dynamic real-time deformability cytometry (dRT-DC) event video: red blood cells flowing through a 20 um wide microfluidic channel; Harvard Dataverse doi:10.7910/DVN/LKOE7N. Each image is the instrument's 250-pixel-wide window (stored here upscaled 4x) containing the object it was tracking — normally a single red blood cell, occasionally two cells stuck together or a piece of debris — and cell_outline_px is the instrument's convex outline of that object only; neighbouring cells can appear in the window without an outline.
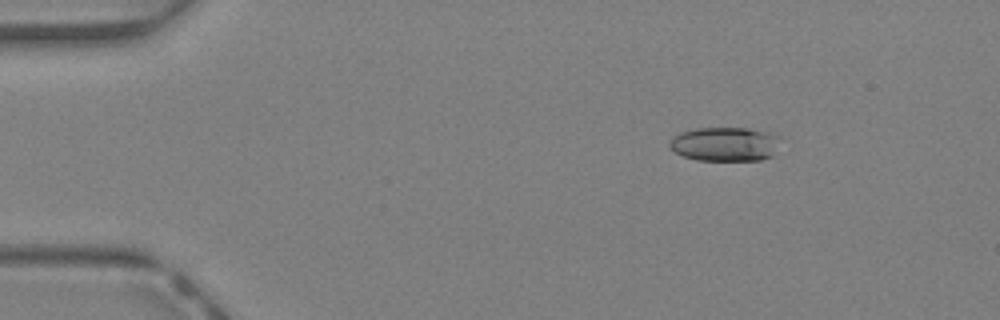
{"species": "Egyptian fruit bat (a non-hibernating species)", "species_latin": "Rousettus aegyptiacus", "temperature_condition": "warm", "stored_images_in_passage": 43, "camera_frame_rate_fps": 3000, "um_per_image_px": 0.085, "animal": {"sex": "female"}, "frame": {"image": 1, "passage_image": 6, "time_ms": 1.667, "image_size_px": [1000, 320], "cell_outline_px": [[784, 136], [772, 156], [760, 160], [696, 160], [684, 156], [676, 152], [668, 144], [672, 136], [680, 132], [696, 128], [744, 128], [768, 132]], "centroid_in_image_um": [61.66, 12.24], "position_along_channel_um": 23.3, "area_um2": 22.25}}
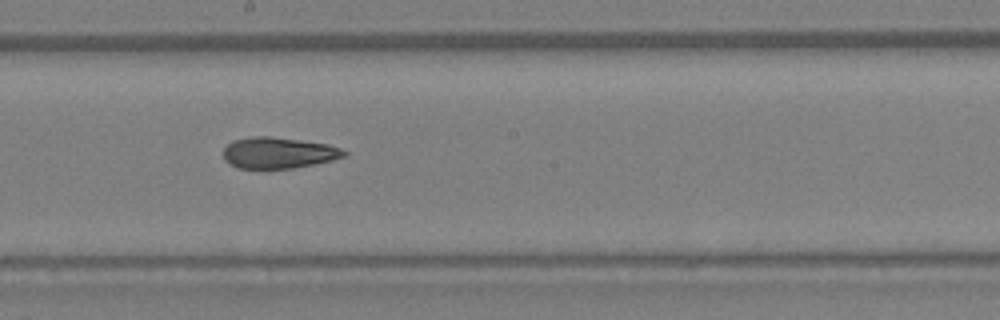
{"frame": {"image": 2, "passage_image": 24, "time_ms": 7.667, "image_size_px": [1000, 320], "cell_outline_px": [[348, 152], [344, 156], [332, 160], [292, 168], [240, 168], [228, 164], [224, 160], [224, 148], [228, 144], [236, 140], [256, 136], [268, 136], [328, 144], [340, 148]], "centroid_in_image_um": [23.66, 12.99], "position_along_channel_um": 224.5, "area_um2": 21.56}}
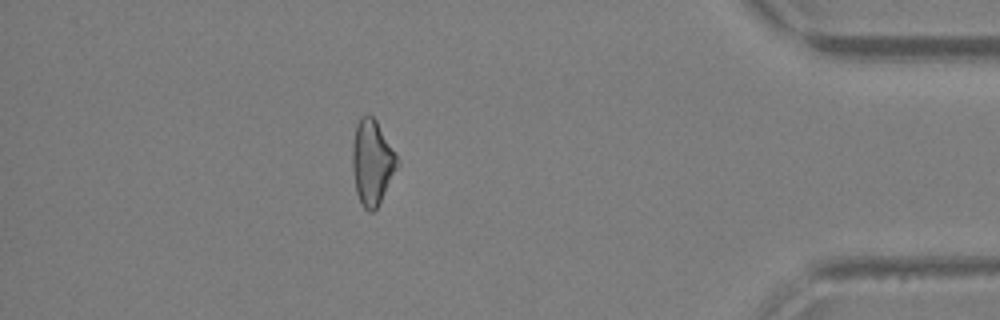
{"frame": {"image": 3, "passage_image": 38, "time_ms": 12.333, "image_size_px": [1000, 320], "cell_outline_px": [[400, 164], [376, 208], [372, 212], [368, 212], [360, 204], [356, 192], [352, 168], [352, 144], [356, 124], [360, 116], [368, 112], [376, 120], [400, 160]], "centroid_in_image_um": [31.62, 13.77], "position_along_channel_um": 403.6, "area_um2": 22.48}, "authors_computed_cell_mechanics": {"area_um2": 22.3686, "velocity_mm_per_s": 4.7502, "shape_relaxation_time_tau1_ms": 8.7076, "shape_relaxation_time_tau2_ms": 4.2581, "deformation_change_tau1": 0.2262, "deformation_change_tau2": 0.1456}}